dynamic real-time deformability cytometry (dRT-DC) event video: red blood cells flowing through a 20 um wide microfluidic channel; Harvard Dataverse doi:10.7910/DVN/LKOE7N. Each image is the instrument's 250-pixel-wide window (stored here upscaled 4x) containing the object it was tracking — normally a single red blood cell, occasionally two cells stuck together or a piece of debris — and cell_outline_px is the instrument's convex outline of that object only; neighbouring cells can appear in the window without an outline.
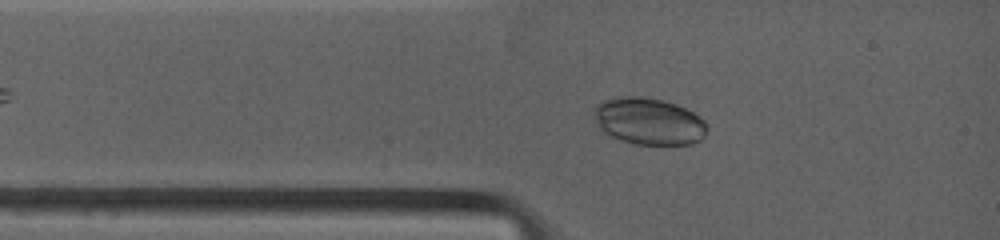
{"species": "common noctule bat (a hibernating species)", "species_latin": "Nyctalus noctula", "temperature_condition": "warm", "stored_images_in_passage": 51, "camera_frame_rate_fps": 4500, "um_per_image_px": 0.085, "animal": {"sex": "female", "body_mass_g": 19.0, "forearm_length_mm": 53.3}, "frame": {"image": 1, "passage_image": 6, "time_ms": 1.333, "image_size_px": [1000, 240], "cell_outline_px": [[708, 128], [704, 136], [700, 140], [692, 144], [636, 144], [620, 140], [604, 132], [600, 128], [592, 112], [596, 104], [600, 100], [616, 96], [640, 96], [660, 100], [676, 104], [700, 116], [708, 124]], "centroid_in_image_um": [55.13, 10.29], "position_along_channel_um": 29.9, "area_um2": 31.1}}
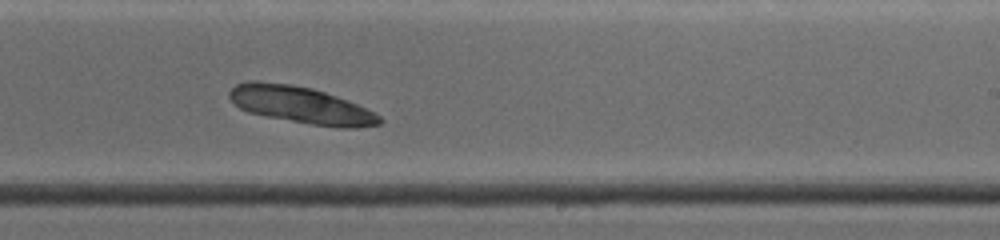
{"frame": {"image": 2, "passage_image": 28, "time_ms": 7.556, "image_size_px": [1000, 240], "cell_outline_px": [[384, 120], [380, 124], [356, 128], [340, 128], [312, 124], [268, 116], [248, 112], [240, 108], [228, 96], [228, 92], [236, 84], [248, 80], [256, 80], [292, 84], [312, 88], [348, 100], [380, 116]], "centroid_in_image_um": [25.56, 8.91], "position_along_channel_um": 263.4, "area_um2": 32.08}}
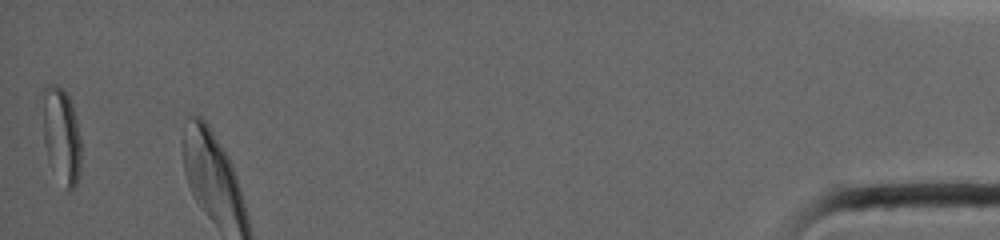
{"frame": {"image": 3, "passage_image": 51, "time_ms": 14.222, "image_size_px": [1000, 240], "cell_outline_px": [[80, 172], [76, 184], [72, 188], [68, 188], [48, 160], [44, 144], [44, 88], [48, 84], [60, 84], [68, 96], [72, 104], [76, 120], [80, 140]], "centroid_in_image_um": [5.23, 11.44], "position_along_channel_um": 430.0, "area_um2": 20.63}}